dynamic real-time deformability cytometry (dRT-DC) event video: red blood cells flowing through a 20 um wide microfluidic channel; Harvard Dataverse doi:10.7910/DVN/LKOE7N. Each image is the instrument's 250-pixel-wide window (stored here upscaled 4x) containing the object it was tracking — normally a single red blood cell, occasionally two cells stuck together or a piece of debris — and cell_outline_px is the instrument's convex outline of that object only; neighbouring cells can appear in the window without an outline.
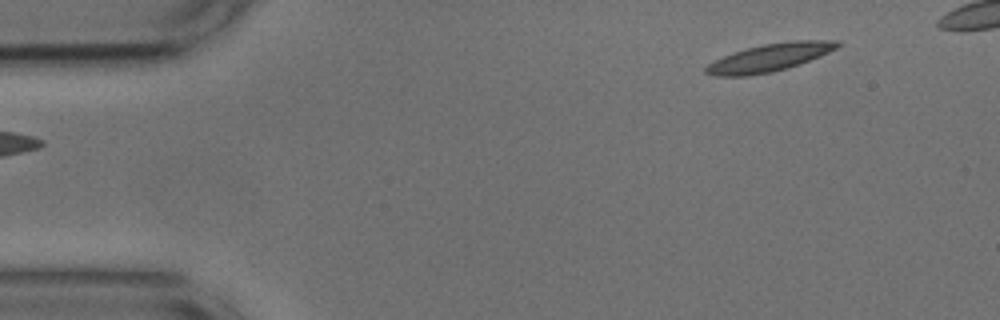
{"species": "common noctule bat (a hibernating species)", "species_latin": "Nyctalus noctula", "temperature_condition": "cold", "stored_images_in_passage": 10, "camera_frame_rate_fps": 3000, "um_per_image_px": 0.085, "animal": {"sex": "male", "body_mass_g": 17.9, "forearm_length_mm": 54.2}, "frame": {"image": 1, "passage_image": 1, "time_ms": 0.0, "image_size_px": [1000, 320], "cell_outline_px": [[844, 44], [820, 56], [772, 72], [748, 76], [716, 76], [704, 72], [704, 68], [708, 64], [724, 56], [748, 48], [764, 44], [796, 40], [840, 40]], "centroid_in_image_um": [65.43, 4.89], "position_along_channel_um": 19.6, "area_um2": 20.87}}